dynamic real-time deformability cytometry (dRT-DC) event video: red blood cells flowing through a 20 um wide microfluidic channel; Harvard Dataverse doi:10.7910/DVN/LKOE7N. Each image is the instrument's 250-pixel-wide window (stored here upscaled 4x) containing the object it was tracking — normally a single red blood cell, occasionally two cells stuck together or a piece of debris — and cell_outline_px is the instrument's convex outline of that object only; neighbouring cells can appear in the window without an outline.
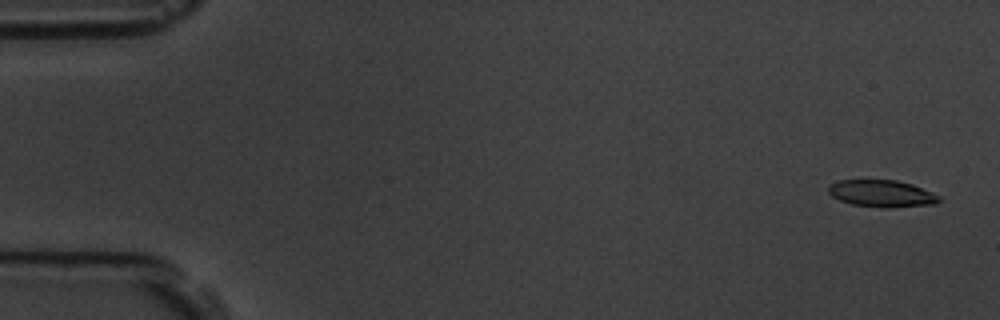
{"species": "common noctule bat (a hibernating species)", "species_latin": "Nyctalus noctula", "temperature_condition": "room temperature", "stored_images_in_passage": 3, "camera_frame_rate_fps": 3000, "um_per_image_px": 0.085, "animal": {"sex": "male", "body_mass_g": 19.5, "forearm_length_mm": 54.6}, "frame": {"image": 1, "passage_image": 3, "time_ms": 0.667, "image_size_px": [1000, 320], "cell_outline_px": [[940, 200], [936, 204], [884, 208], [880, 208], [852, 204], [840, 200], [832, 196], [828, 192], [828, 188], [832, 184], [840, 180], [896, 180], [912, 184], [932, 192], [940, 196]], "centroid_in_image_um": [74.97, 16.46], "position_along_channel_um": 10.0, "area_um2": 17.34}}